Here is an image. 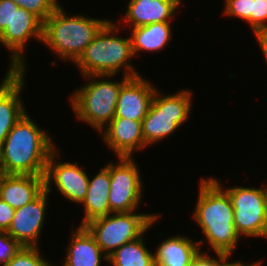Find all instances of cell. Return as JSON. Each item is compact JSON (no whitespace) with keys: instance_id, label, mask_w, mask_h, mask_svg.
Segmentation results:
<instances>
[{"instance_id":"cell-11","label":"cell","mask_w":267,"mask_h":266,"mask_svg":"<svg viewBox=\"0 0 267 266\" xmlns=\"http://www.w3.org/2000/svg\"><path fill=\"white\" fill-rule=\"evenodd\" d=\"M61 152L57 148L48 159L44 174L45 190L50 194L55 189L69 203H75L78 207L87 193L89 173L86 166L81 167L77 161H64L60 158Z\"/></svg>"},{"instance_id":"cell-10","label":"cell","mask_w":267,"mask_h":266,"mask_svg":"<svg viewBox=\"0 0 267 266\" xmlns=\"http://www.w3.org/2000/svg\"><path fill=\"white\" fill-rule=\"evenodd\" d=\"M114 158L116 161L112 159L104 165L110 172V210L112 213L137 211L145 190L139 164L135 157Z\"/></svg>"},{"instance_id":"cell-28","label":"cell","mask_w":267,"mask_h":266,"mask_svg":"<svg viewBox=\"0 0 267 266\" xmlns=\"http://www.w3.org/2000/svg\"><path fill=\"white\" fill-rule=\"evenodd\" d=\"M199 250L194 256L191 266H217L218 263L227 255L221 252Z\"/></svg>"},{"instance_id":"cell-20","label":"cell","mask_w":267,"mask_h":266,"mask_svg":"<svg viewBox=\"0 0 267 266\" xmlns=\"http://www.w3.org/2000/svg\"><path fill=\"white\" fill-rule=\"evenodd\" d=\"M169 235L154 249L155 266H191L200 250L198 241L185 235Z\"/></svg>"},{"instance_id":"cell-25","label":"cell","mask_w":267,"mask_h":266,"mask_svg":"<svg viewBox=\"0 0 267 266\" xmlns=\"http://www.w3.org/2000/svg\"><path fill=\"white\" fill-rule=\"evenodd\" d=\"M19 8L34 13L43 22L55 11L61 4L57 0H12Z\"/></svg>"},{"instance_id":"cell-1","label":"cell","mask_w":267,"mask_h":266,"mask_svg":"<svg viewBox=\"0 0 267 266\" xmlns=\"http://www.w3.org/2000/svg\"><path fill=\"white\" fill-rule=\"evenodd\" d=\"M197 187L198 196L191 217L200 229V235L204 234L197 240L200 250L208 245L204 251L233 255L243 240L234 225L230 197L211 176H201Z\"/></svg>"},{"instance_id":"cell-23","label":"cell","mask_w":267,"mask_h":266,"mask_svg":"<svg viewBox=\"0 0 267 266\" xmlns=\"http://www.w3.org/2000/svg\"><path fill=\"white\" fill-rule=\"evenodd\" d=\"M41 250V247L23 246L5 266H55Z\"/></svg>"},{"instance_id":"cell-24","label":"cell","mask_w":267,"mask_h":266,"mask_svg":"<svg viewBox=\"0 0 267 266\" xmlns=\"http://www.w3.org/2000/svg\"><path fill=\"white\" fill-rule=\"evenodd\" d=\"M222 2L224 3L222 17L240 19L251 29L252 0H224Z\"/></svg>"},{"instance_id":"cell-17","label":"cell","mask_w":267,"mask_h":266,"mask_svg":"<svg viewBox=\"0 0 267 266\" xmlns=\"http://www.w3.org/2000/svg\"><path fill=\"white\" fill-rule=\"evenodd\" d=\"M69 236L61 266H103L104 262L107 266L108 256L101 250L85 226L71 229Z\"/></svg>"},{"instance_id":"cell-14","label":"cell","mask_w":267,"mask_h":266,"mask_svg":"<svg viewBox=\"0 0 267 266\" xmlns=\"http://www.w3.org/2000/svg\"><path fill=\"white\" fill-rule=\"evenodd\" d=\"M141 122L114 117L99 135L115 157H136L135 152L136 154L145 152L148 148L143 137Z\"/></svg>"},{"instance_id":"cell-19","label":"cell","mask_w":267,"mask_h":266,"mask_svg":"<svg viewBox=\"0 0 267 266\" xmlns=\"http://www.w3.org/2000/svg\"><path fill=\"white\" fill-rule=\"evenodd\" d=\"M92 177V178H91ZM110 190V172L102 166L93 176L89 175V183L84 201L83 216L77 226H85L90 221L111 214L108 194Z\"/></svg>"},{"instance_id":"cell-9","label":"cell","mask_w":267,"mask_h":266,"mask_svg":"<svg viewBox=\"0 0 267 266\" xmlns=\"http://www.w3.org/2000/svg\"><path fill=\"white\" fill-rule=\"evenodd\" d=\"M43 27L44 22L34 13L24 8L14 12L12 22L0 34V45L10 52L4 79L21 71L28 72L27 47L32 39L42 44Z\"/></svg>"},{"instance_id":"cell-27","label":"cell","mask_w":267,"mask_h":266,"mask_svg":"<svg viewBox=\"0 0 267 266\" xmlns=\"http://www.w3.org/2000/svg\"><path fill=\"white\" fill-rule=\"evenodd\" d=\"M267 29V0H252L251 32Z\"/></svg>"},{"instance_id":"cell-7","label":"cell","mask_w":267,"mask_h":266,"mask_svg":"<svg viewBox=\"0 0 267 266\" xmlns=\"http://www.w3.org/2000/svg\"><path fill=\"white\" fill-rule=\"evenodd\" d=\"M228 194L234 209L237 233L245 238L267 240V181L261 186H224L222 180L210 175ZM263 185V186H262Z\"/></svg>"},{"instance_id":"cell-5","label":"cell","mask_w":267,"mask_h":266,"mask_svg":"<svg viewBox=\"0 0 267 266\" xmlns=\"http://www.w3.org/2000/svg\"><path fill=\"white\" fill-rule=\"evenodd\" d=\"M82 78L84 84L74 88L68 97L69 105L79 122L99 134L114 118L121 86L129 77L119 80L117 75H86Z\"/></svg>"},{"instance_id":"cell-4","label":"cell","mask_w":267,"mask_h":266,"mask_svg":"<svg viewBox=\"0 0 267 266\" xmlns=\"http://www.w3.org/2000/svg\"><path fill=\"white\" fill-rule=\"evenodd\" d=\"M65 10L60 4L44 21L42 44L62 63L74 64L110 19L92 18L83 13L71 15Z\"/></svg>"},{"instance_id":"cell-3","label":"cell","mask_w":267,"mask_h":266,"mask_svg":"<svg viewBox=\"0 0 267 266\" xmlns=\"http://www.w3.org/2000/svg\"><path fill=\"white\" fill-rule=\"evenodd\" d=\"M123 29L110 20L99 30L84 53L73 64L83 77L86 75H142L132 60L135 59L129 36H121ZM121 32V33H120ZM119 33V34H118ZM123 70V71H122Z\"/></svg>"},{"instance_id":"cell-18","label":"cell","mask_w":267,"mask_h":266,"mask_svg":"<svg viewBox=\"0 0 267 266\" xmlns=\"http://www.w3.org/2000/svg\"><path fill=\"white\" fill-rule=\"evenodd\" d=\"M44 175L0 173V199L19 209L36 199L44 190Z\"/></svg>"},{"instance_id":"cell-30","label":"cell","mask_w":267,"mask_h":266,"mask_svg":"<svg viewBox=\"0 0 267 266\" xmlns=\"http://www.w3.org/2000/svg\"><path fill=\"white\" fill-rule=\"evenodd\" d=\"M15 209L0 199V231L6 232L13 219Z\"/></svg>"},{"instance_id":"cell-22","label":"cell","mask_w":267,"mask_h":266,"mask_svg":"<svg viewBox=\"0 0 267 266\" xmlns=\"http://www.w3.org/2000/svg\"><path fill=\"white\" fill-rule=\"evenodd\" d=\"M162 218L159 215L138 239L125 243L108 256V266H155L154 252L145 242L147 232ZM145 237V238H144Z\"/></svg>"},{"instance_id":"cell-29","label":"cell","mask_w":267,"mask_h":266,"mask_svg":"<svg viewBox=\"0 0 267 266\" xmlns=\"http://www.w3.org/2000/svg\"><path fill=\"white\" fill-rule=\"evenodd\" d=\"M19 6L12 0H0V34L12 22L14 12Z\"/></svg>"},{"instance_id":"cell-32","label":"cell","mask_w":267,"mask_h":266,"mask_svg":"<svg viewBox=\"0 0 267 266\" xmlns=\"http://www.w3.org/2000/svg\"><path fill=\"white\" fill-rule=\"evenodd\" d=\"M254 39H257L261 54L264 56L265 62L267 64V29L256 32Z\"/></svg>"},{"instance_id":"cell-31","label":"cell","mask_w":267,"mask_h":266,"mask_svg":"<svg viewBox=\"0 0 267 266\" xmlns=\"http://www.w3.org/2000/svg\"><path fill=\"white\" fill-rule=\"evenodd\" d=\"M232 257H234L232 254H227L219 263L217 266H263V262L262 259L259 261V259H257V261L254 262H249V263H245V261H242L241 259L239 260H233L232 261Z\"/></svg>"},{"instance_id":"cell-15","label":"cell","mask_w":267,"mask_h":266,"mask_svg":"<svg viewBox=\"0 0 267 266\" xmlns=\"http://www.w3.org/2000/svg\"><path fill=\"white\" fill-rule=\"evenodd\" d=\"M157 86L145 75L129 78L122 86L114 117L142 121L147 115Z\"/></svg>"},{"instance_id":"cell-12","label":"cell","mask_w":267,"mask_h":266,"mask_svg":"<svg viewBox=\"0 0 267 266\" xmlns=\"http://www.w3.org/2000/svg\"><path fill=\"white\" fill-rule=\"evenodd\" d=\"M50 195L44 190L32 202L15 209L7 233L25 247H40V237L46 222ZM40 243V244H39Z\"/></svg>"},{"instance_id":"cell-6","label":"cell","mask_w":267,"mask_h":266,"mask_svg":"<svg viewBox=\"0 0 267 266\" xmlns=\"http://www.w3.org/2000/svg\"><path fill=\"white\" fill-rule=\"evenodd\" d=\"M193 90L183 88L166 94L156 89L147 115L142 120L145 144L151 148L170 138L186 123L193 112Z\"/></svg>"},{"instance_id":"cell-16","label":"cell","mask_w":267,"mask_h":266,"mask_svg":"<svg viewBox=\"0 0 267 266\" xmlns=\"http://www.w3.org/2000/svg\"><path fill=\"white\" fill-rule=\"evenodd\" d=\"M26 73L21 71L0 81V148L15 123L27 112L22 98L27 85Z\"/></svg>"},{"instance_id":"cell-13","label":"cell","mask_w":267,"mask_h":266,"mask_svg":"<svg viewBox=\"0 0 267 266\" xmlns=\"http://www.w3.org/2000/svg\"><path fill=\"white\" fill-rule=\"evenodd\" d=\"M183 0H128L125 14L117 20L124 30L152 23L172 22L184 3ZM177 12V13H176ZM175 17V18H174ZM120 23V24H119ZM123 23V24H122Z\"/></svg>"},{"instance_id":"cell-21","label":"cell","mask_w":267,"mask_h":266,"mask_svg":"<svg viewBox=\"0 0 267 266\" xmlns=\"http://www.w3.org/2000/svg\"><path fill=\"white\" fill-rule=\"evenodd\" d=\"M173 22L152 23L136 28H130V38L134 57L141 54L159 53L166 49L173 37ZM150 52V53H149ZM137 56V57H136Z\"/></svg>"},{"instance_id":"cell-8","label":"cell","mask_w":267,"mask_h":266,"mask_svg":"<svg viewBox=\"0 0 267 266\" xmlns=\"http://www.w3.org/2000/svg\"><path fill=\"white\" fill-rule=\"evenodd\" d=\"M161 213L118 212L94 219L85 227L101 250L109 256L125 243L141 237Z\"/></svg>"},{"instance_id":"cell-26","label":"cell","mask_w":267,"mask_h":266,"mask_svg":"<svg viewBox=\"0 0 267 266\" xmlns=\"http://www.w3.org/2000/svg\"><path fill=\"white\" fill-rule=\"evenodd\" d=\"M23 246L7 232L0 231V266H5Z\"/></svg>"},{"instance_id":"cell-2","label":"cell","mask_w":267,"mask_h":266,"mask_svg":"<svg viewBox=\"0 0 267 266\" xmlns=\"http://www.w3.org/2000/svg\"><path fill=\"white\" fill-rule=\"evenodd\" d=\"M44 129L28 111L23 114L0 148V173L44 175L50 155L58 148Z\"/></svg>"}]
</instances>
